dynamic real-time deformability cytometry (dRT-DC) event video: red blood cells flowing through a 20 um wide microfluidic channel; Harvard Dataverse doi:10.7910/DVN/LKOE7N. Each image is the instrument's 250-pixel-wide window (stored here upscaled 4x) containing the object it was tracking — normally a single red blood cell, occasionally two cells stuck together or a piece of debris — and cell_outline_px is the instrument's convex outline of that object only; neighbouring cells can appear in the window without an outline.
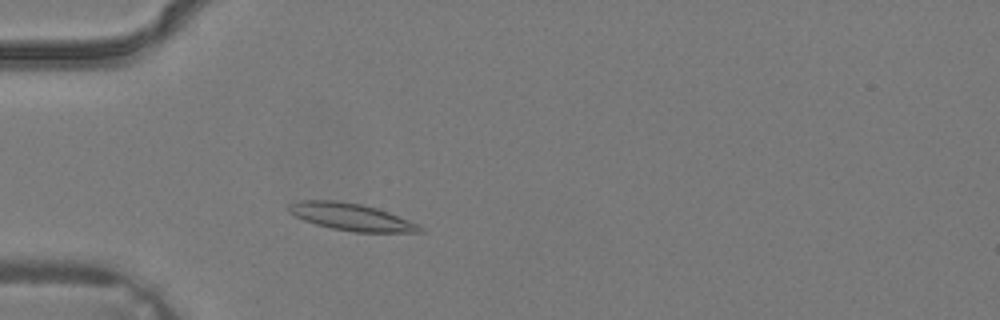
{"species": "common noctule bat (a hibernating species)", "species_latin": "Nyctalus noctula", "temperature_condition": "warm", "stored_images_in_passage": 1, "camera_frame_rate_fps": 3000, "um_per_image_px": 0.085, "animal": {"sex": "male", "body_mass_g": 19.2, "forearm_length_mm": 51.8}, "frame": {"image": 1, "passage_image": 1, "time_ms": 0.0, "image_size_px": [1000, 320], "cell_outline_px": [[424, 232], [356, 232], [332, 228], [316, 224], [304, 220], [288, 212], [288, 204], [300, 200], [340, 200], [360, 204], [376, 208], [388, 212], [408, 220], [424, 228]], "centroid_in_image_um": [29.82, 18.43], "position_along_channel_um": 55.2, "area_um2": 20.58}}